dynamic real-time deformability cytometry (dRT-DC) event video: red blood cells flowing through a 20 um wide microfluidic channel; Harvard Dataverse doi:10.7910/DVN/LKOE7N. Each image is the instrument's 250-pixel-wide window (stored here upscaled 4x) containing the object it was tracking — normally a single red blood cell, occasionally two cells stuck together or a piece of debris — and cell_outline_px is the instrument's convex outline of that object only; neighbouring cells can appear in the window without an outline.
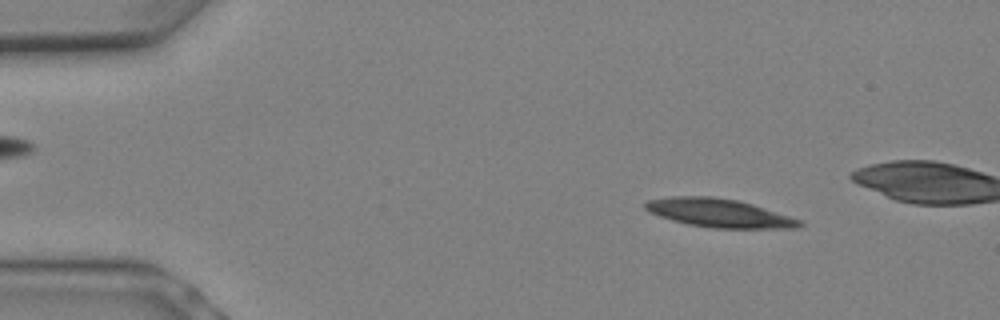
{"species": "Egyptian fruit bat (a non-hibernating species)", "species_latin": "Rousettus aegyptiacus", "temperature_condition": "warm", "stored_images_in_passage": 7, "camera_frame_rate_fps": 3000, "um_per_image_px": 0.085, "animal": {"sex": "female"}, "frame": {"image": 1, "passage_image": 1, "time_ms": 0.0, "image_size_px": [1000, 320], "cell_outline_px": [[804, 224], [796, 228], [712, 228], [688, 224], [672, 220], [648, 212], [644, 208], [644, 204], [648, 200], [672, 196], [712, 196], [736, 200], [752, 204], [800, 220]], "centroid_in_image_um": [61.07, 18.1], "position_along_channel_um": 23.9, "area_um2": 25.37}}
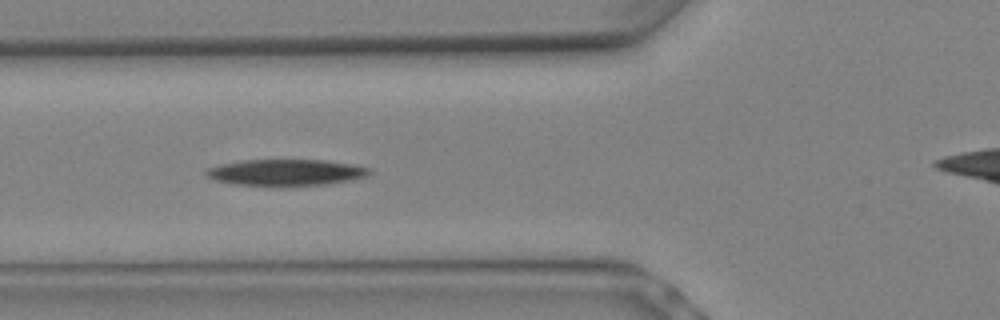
{"frame": {"image": 2, "passage_image": 6, "time_ms": 1.667, "image_size_px": [1000, 320], "cell_outline_px": [[372, 172], [368, 176], [348, 180], [324, 184], [232, 184], [216, 180], [204, 176], [204, 172], [208, 168], [220, 164], [240, 160], [324, 160], [352, 164], [372, 168]], "centroid_in_image_um": [24.29, 14.62], "position_along_channel_um": 101.5, "area_um2": 24.51}}